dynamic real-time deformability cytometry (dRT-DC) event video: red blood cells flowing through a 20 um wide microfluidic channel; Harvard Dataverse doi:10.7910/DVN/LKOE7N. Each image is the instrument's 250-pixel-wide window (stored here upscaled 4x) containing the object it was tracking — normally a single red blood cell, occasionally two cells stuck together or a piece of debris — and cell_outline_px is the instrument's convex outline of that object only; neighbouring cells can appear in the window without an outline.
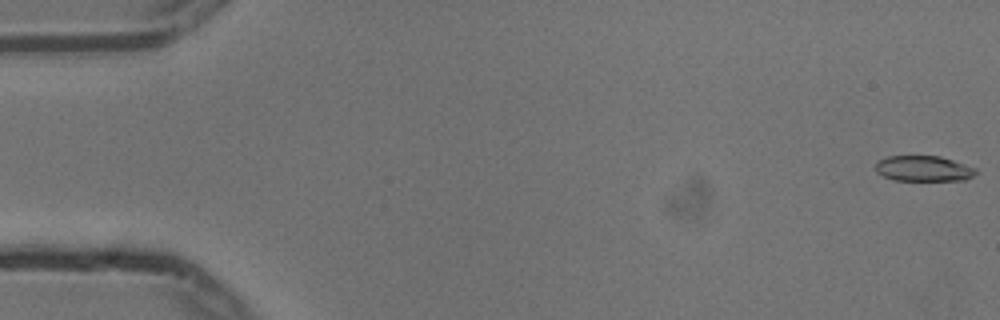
{"species": "common noctule bat (a hibernating species)", "species_latin": "Nyctalus noctula", "temperature_condition": "cold", "stored_images_in_passage": 27, "camera_frame_rate_fps": 3000, "um_per_image_px": 0.085, "animal": {"sex": "male", "body_mass_g": 13.3}, "frame": {"image": 1, "passage_image": 1, "time_ms": 0.0, "image_size_px": [1000, 320], "cell_outline_px": [[976, 172], [972, 176], [964, 180], [892, 180], [876, 172], [876, 164], [880, 160], [888, 156], [940, 156], [976, 168]], "centroid_in_image_um": [78.49, 14.33], "position_along_channel_um": 6.5, "area_um2": 14.74}}
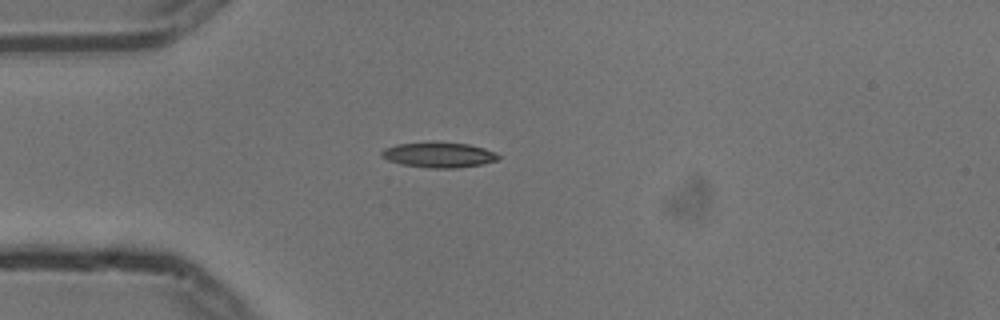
{"frame": {"image": 2, "passage_image": 15, "time_ms": 4.667, "image_size_px": [1000, 320], "cell_outline_px": [[500, 156], [496, 160], [480, 164], [456, 168], [428, 168], [400, 164], [388, 160], [380, 156], [380, 152], [384, 148], [396, 144], [468, 144], [484, 148]], "centroid_in_image_um": [37.24, 13.2], "position_along_channel_um": 47.8, "area_um2": 16.47}}
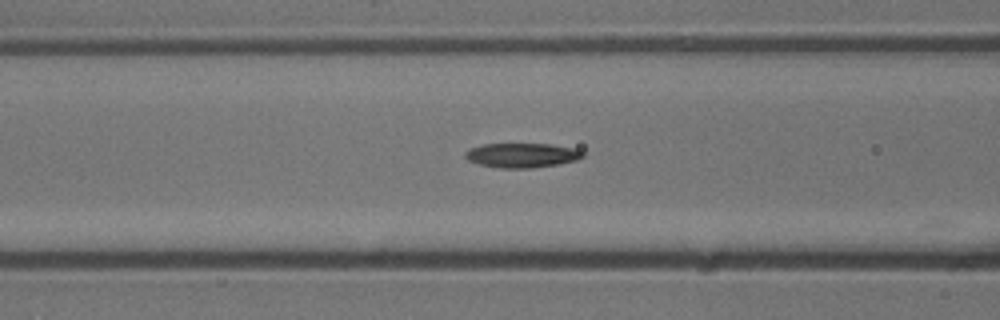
{"frame": {"image": 3, "passage_image": 22, "time_ms": 7.0, "image_size_px": [1000, 320], "cell_outline_px": [[584, 156], [576, 160], [556, 164], [532, 168], [500, 168], [480, 164], [468, 160], [464, 156], [464, 152], [468, 148], [484, 144], [552, 144], [576, 148], [584, 152]], "centroid_in_image_um": [44.35, 13.19], "position_along_channel_um": 122.2, "area_um2": 16.82}}